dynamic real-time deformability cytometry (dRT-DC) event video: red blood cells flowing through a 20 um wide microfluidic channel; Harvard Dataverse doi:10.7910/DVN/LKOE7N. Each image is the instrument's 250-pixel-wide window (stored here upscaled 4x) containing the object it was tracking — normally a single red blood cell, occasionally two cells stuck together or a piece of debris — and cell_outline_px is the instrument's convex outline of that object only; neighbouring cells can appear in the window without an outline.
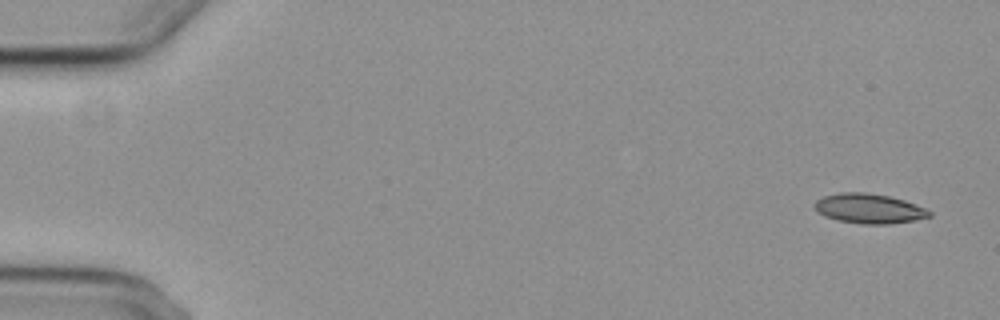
{"species": "common noctule bat (a hibernating species)", "species_latin": "Nyctalus noctula", "temperature_condition": "cold", "stored_images_in_passage": 5, "segment_of_instrument_passage": [1, 2], "camera_frame_rate_fps": 3000, "um_per_image_px": 0.085, "animal": {"sex": "female", "body_mass_g": 29.2, "forearm_length_mm": 56.3}, "frame": {"image": 1, "passage_image": 1, "time_ms": 0.0, "image_size_px": [1000, 320], "cell_outline_px": [[932, 216], [912, 220], [888, 224], [860, 224], [840, 220], [824, 216], [816, 212], [812, 204], [816, 200], [824, 196], [840, 192], [864, 192], [888, 196], [904, 200], [916, 204], [932, 212]], "centroid_in_image_um": [73.83, 17.72], "position_along_channel_um": 11.2, "area_um2": 19.88}}